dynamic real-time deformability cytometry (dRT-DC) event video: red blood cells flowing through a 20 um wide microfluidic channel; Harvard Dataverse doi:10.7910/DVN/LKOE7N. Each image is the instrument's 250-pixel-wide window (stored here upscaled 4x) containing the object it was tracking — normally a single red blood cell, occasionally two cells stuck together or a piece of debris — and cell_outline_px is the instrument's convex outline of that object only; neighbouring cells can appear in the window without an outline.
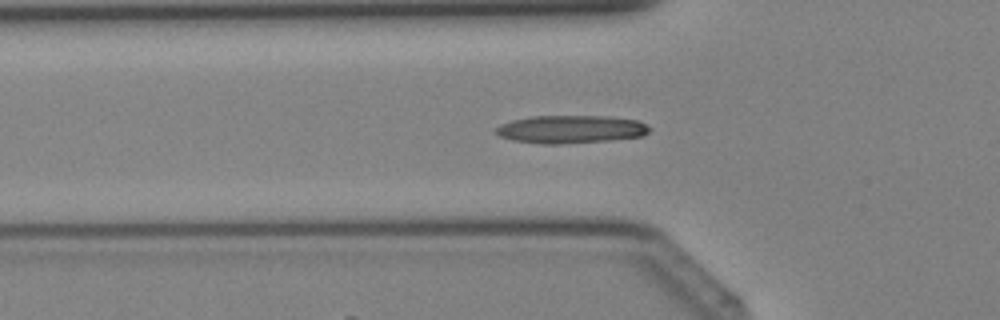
{"species": "Egyptian fruit bat (a non-hibernating species)", "species_latin": "Rousettus aegyptiacus", "temperature_condition": "cold", "stored_images_in_passage": 34, "camera_frame_rate_fps": 3000, "um_per_image_px": 0.085, "animal": {"sex": "female"}, "frame": {"image": 1, "passage_image": 8, "time_ms": 2.333, "image_size_px": [1000, 320], "cell_outline_px": [[652, 128], [648, 132], [640, 136], [608, 140], [560, 144], [544, 144], [512, 140], [500, 136], [492, 132], [500, 124], [512, 120], [532, 116], [608, 116], [636, 120]], "centroid_in_image_um": [48.46, 10.98], "position_along_channel_um": 77.3, "area_um2": 24.91}}
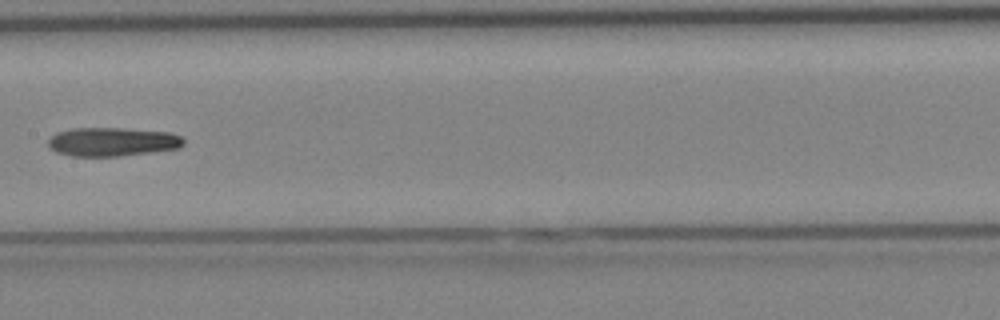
{"frame": {"image": 2, "passage_image": 15, "time_ms": 4.667, "image_size_px": [1000, 320], "cell_outline_px": [[184, 144], [180, 148], [116, 156], [72, 156], [56, 152], [48, 144], [48, 140], [56, 132], [72, 128], [120, 128], [168, 132], [180, 136], [184, 140]], "centroid_in_image_um": [9.53, 12.05], "position_along_channel_um": 197.9, "area_um2": 22.48}}
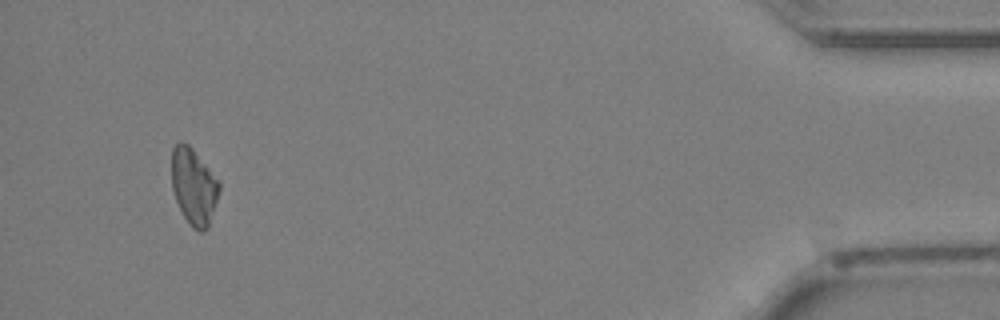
{"frame": {"image": 3, "passage_image": 32, "time_ms": 10.333, "image_size_px": [1000, 320], "cell_outline_px": [[220, 188], [208, 228], [204, 232], [200, 232], [192, 228], [184, 216], [176, 200], [172, 188], [172, 148], [180, 140], [188, 144], [192, 148], [220, 180]], "centroid_in_image_um": [16.48, 15.84], "position_along_channel_um": 418.7, "area_um2": 21.21}}